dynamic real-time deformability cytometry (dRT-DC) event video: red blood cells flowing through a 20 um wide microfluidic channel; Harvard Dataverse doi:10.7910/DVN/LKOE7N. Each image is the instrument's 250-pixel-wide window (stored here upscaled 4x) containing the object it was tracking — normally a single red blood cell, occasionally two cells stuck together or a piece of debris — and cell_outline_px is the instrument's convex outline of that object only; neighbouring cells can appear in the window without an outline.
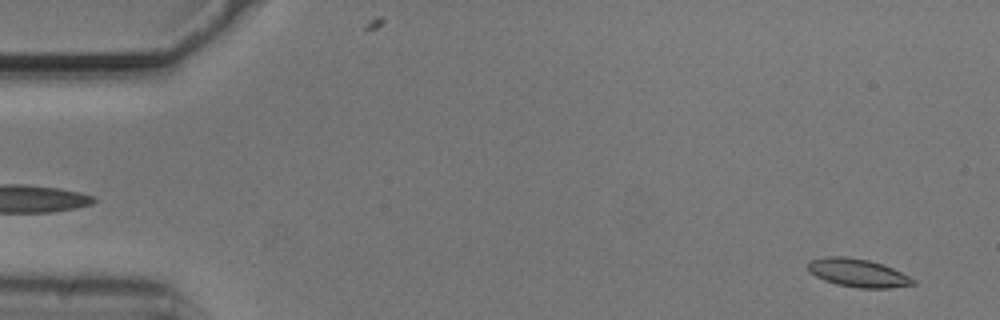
{"species": "common noctule bat (a hibernating species)", "species_latin": "Nyctalus noctula", "temperature_condition": "cold", "stored_images_in_passage": 16, "camera_frame_rate_fps": 3000, "um_per_image_px": 0.085, "animal": {"sex": "male", "body_mass_g": 20.5, "forearm_length_mm": 52.5}, "frame": {"image": 1, "passage_image": 2, "time_ms": 0.333, "image_size_px": [1000, 320], "cell_outline_px": [[916, 284], [888, 288], [856, 288], [836, 284], [824, 280], [808, 272], [808, 264], [812, 260], [824, 256], [844, 256], [868, 260], [892, 268], [916, 280]], "centroid_in_image_um": [72.9, 23.2], "position_along_channel_um": 12.1, "area_um2": 17.17}}
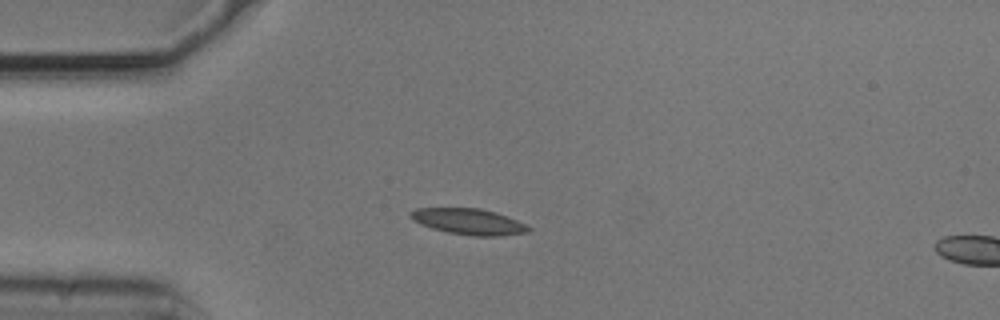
{"frame": {"image": 2, "passage_image": 13, "time_ms": 4.0, "image_size_px": [1000, 320], "cell_outline_px": [[532, 228], [528, 232], [500, 236], [476, 236], [448, 232], [432, 228], [420, 224], [412, 220], [408, 216], [408, 212], [416, 208], [480, 208], [496, 212], [516, 220]], "centroid_in_image_um": [39.8, 18.83], "position_along_channel_um": 45.2, "area_um2": 17.86}}